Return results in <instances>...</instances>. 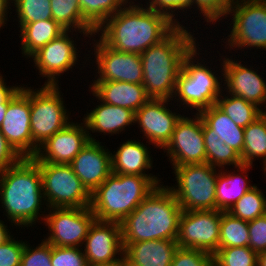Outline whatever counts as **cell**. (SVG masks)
<instances>
[{"label": "cell", "mask_w": 266, "mask_h": 266, "mask_svg": "<svg viewBox=\"0 0 266 266\" xmlns=\"http://www.w3.org/2000/svg\"><path fill=\"white\" fill-rule=\"evenodd\" d=\"M192 5L197 8L201 17H204L205 22L209 23V26L217 24L223 17L226 19L229 9L235 2V0H191ZM202 14V15H201ZM211 23V24H210Z\"/></svg>", "instance_id": "38"}, {"label": "cell", "mask_w": 266, "mask_h": 266, "mask_svg": "<svg viewBox=\"0 0 266 266\" xmlns=\"http://www.w3.org/2000/svg\"><path fill=\"white\" fill-rule=\"evenodd\" d=\"M0 219V245L4 244L7 240H9L12 236L10 229H8L7 224Z\"/></svg>", "instance_id": "48"}, {"label": "cell", "mask_w": 266, "mask_h": 266, "mask_svg": "<svg viewBox=\"0 0 266 266\" xmlns=\"http://www.w3.org/2000/svg\"><path fill=\"white\" fill-rule=\"evenodd\" d=\"M143 142L137 140H126L111 152V170L114 174H128L140 176H155L152 173L146 174L149 169H153V157ZM147 170V171H146Z\"/></svg>", "instance_id": "24"}, {"label": "cell", "mask_w": 266, "mask_h": 266, "mask_svg": "<svg viewBox=\"0 0 266 266\" xmlns=\"http://www.w3.org/2000/svg\"><path fill=\"white\" fill-rule=\"evenodd\" d=\"M106 148L101 142L90 140L69 164L90 193L112 173L111 151Z\"/></svg>", "instance_id": "21"}, {"label": "cell", "mask_w": 266, "mask_h": 266, "mask_svg": "<svg viewBox=\"0 0 266 266\" xmlns=\"http://www.w3.org/2000/svg\"><path fill=\"white\" fill-rule=\"evenodd\" d=\"M0 72V105L5 103L21 86H7Z\"/></svg>", "instance_id": "46"}, {"label": "cell", "mask_w": 266, "mask_h": 266, "mask_svg": "<svg viewBox=\"0 0 266 266\" xmlns=\"http://www.w3.org/2000/svg\"><path fill=\"white\" fill-rule=\"evenodd\" d=\"M248 222L222 212L219 248L249 246Z\"/></svg>", "instance_id": "33"}, {"label": "cell", "mask_w": 266, "mask_h": 266, "mask_svg": "<svg viewBox=\"0 0 266 266\" xmlns=\"http://www.w3.org/2000/svg\"><path fill=\"white\" fill-rule=\"evenodd\" d=\"M125 266H135V265H131L130 263H128V262L125 260Z\"/></svg>", "instance_id": "53"}, {"label": "cell", "mask_w": 266, "mask_h": 266, "mask_svg": "<svg viewBox=\"0 0 266 266\" xmlns=\"http://www.w3.org/2000/svg\"><path fill=\"white\" fill-rule=\"evenodd\" d=\"M93 40L94 63H96L95 67L97 68L94 81H122L142 84L143 65L140 54L116 51L107 46L100 38L99 40L92 38Z\"/></svg>", "instance_id": "15"}, {"label": "cell", "mask_w": 266, "mask_h": 266, "mask_svg": "<svg viewBox=\"0 0 266 266\" xmlns=\"http://www.w3.org/2000/svg\"><path fill=\"white\" fill-rule=\"evenodd\" d=\"M145 3L146 5L144 6H146L148 9L166 15L176 25L183 24L174 16H177L180 11H182L180 13H186L187 9H192L193 6L191 0H148ZM184 10H186V12Z\"/></svg>", "instance_id": "42"}, {"label": "cell", "mask_w": 266, "mask_h": 266, "mask_svg": "<svg viewBox=\"0 0 266 266\" xmlns=\"http://www.w3.org/2000/svg\"><path fill=\"white\" fill-rule=\"evenodd\" d=\"M135 3L131 0L96 30V36L101 34L98 37L116 51L142 54L177 26L166 15Z\"/></svg>", "instance_id": "1"}, {"label": "cell", "mask_w": 266, "mask_h": 266, "mask_svg": "<svg viewBox=\"0 0 266 266\" xmlns=\"http://www.w3.org/2000/svg\"><path fill=\"white\" fill-rule=\"evenodd\" d=\"M203 138H217L240 155L244 145V128L236 125L216 104L201 110Z\"/></svg>", "instance_id": "25"}, {"label": "cell", "mask_w": 266, "mask_h": 266, "mask_svg": "<svg viewBox=\"0 0 266 266\" xmlns=\"http://www.w3.org/2000/svg\"><path fill=\"white\" fill-rule=\"evenodd\" d=\"M157 176H140L111 173L91 193L90 209L96 220L119 222L161 185Z\"/></svg>", "instance_id": "5"}, {"label": "cell", "mask_w": 266, "mask_h": 266, "mask_svg": "<svg viewBox=\"0 0 266 266\" xmlns=\"http://www.w3.org/2000/svg\"><path fill=\"white\" fill-rule=\"evenodd\" d=\"M233 19L230 34L225 37V49L243 51L252 48L266 51V1L265 0H235L227 14ZM233 25V26H232ZM245 47V48H244Z\"/></svg>", "instance_id": "9"}, {"label": "cell", "mask_w": 266, "mask_h": 266, "mask_svg": "<svg viewBox=\"0 0 266 266\" xmlns=\"http://www.w3.org/2000/svg\"><path fill=\"white\" fill-rule=\"evenodd\" d=\"M25 241L20 266H52L51 264V244L42 239L36 247Z\"/></svg>", "instance_id": "41"}, {"label": "cell", "mask_w": 266, "mask_h": 266, "mask_svg": "<svg viewBox=\"0 0 266 266\" xmlns=\"http://www.w3.org/2000/svg\"><path fill=\"white\" fill-rule=\"evenodd\" d=\"M83 245V252L89 266L121 260L124 252L121 224L95 220L88 230Z\"/></svg>", "instance_id": "19"}, {"label": "cell", "mask_w": 266, "mask_h": 266, "mask_svg": "<svg viewBox=\"0 0 266 266\" xmlns=\"http://www.w3.org/2000/svg\"><path fill=\"white\" fill-rule=\"evenodd\" d=\"M199 46V44L196 45L184 58L181 71L177 77L175 92L171 99L178 102L180 108L181 105H184L182 107L189 108V110L195 109L196 113L216 104L218 97L223 93L222 61L219 69L221 70V76H219L211 66L210 69L208 65L206 66L205 58L202 60L200 57L202 53L199 52Z\"/></svg>", "instance_id": "6"}, {"label": "cell", "mask_w": 266, "mask_h": 266, "mask_svg": "<svg viewBox=\"0 0 266 266\" xmlns=\"http://www.w3.org/2000/svg\"><path fill=\"white\" fill-rule=\"evenodd\" d=\"M230 57L229 59L225 56L222 59L223 86L226 85L223 92L241 97L260 109L263 106L266 112V81L258 74L257 69L255 71L252 66L249 68L242 64L241 60H233V56Z\"/></svg>", "instance_id": "18"}, {"label": "cell", "mask_w": 266, "mask_h": 266, "mask_svg": "<svg viewBox=\"0 0 266 266\" xmlns=\"http://www.w3.org/2000/svg\"><path fill=\"white\" fill-rule=\"evenodd\" d=\"M0 203L16 229L17 226L29 229L40 219L44 221L46 214L40 213H45L48 207H45L39 166L31 158H22L0 174Z\"/></svg>", "instance_id": "2"}, {"label": "cell", "mask_w": 266, "mask_h": 266, "mask_svg": "<svg viewBox=\"0 0 266 266\" xmlns=\"http://www.w3.org/2000/svg\"><path fill=\"white\" fill-rule=\"evenodd\" d=\"M93 266H125V259L123 257L121 260L115 261L113 263H109V264H98V265H93Z\"/></svg>", "instance_id": "50"}, {"label": "cell", "mask_w": 266, "mask_h": 266, "mask_svg": "<svg viewBox=\"0 0 266 266\" xmlns=\"http://www.w3.org/2000/svg\"><path fill=\"white\" fill-rule=\"evenodd\" d=\"M163 185L157 186L121 221L123 249L140 241L177 240L182 208L168 186Z\"/></svg>", "instance_id": "4"}, {"label": "cell", "mask_w": 266, "mask_h": 266, "mask_svg": "<svg viewBox=\"0 0 266 266\" xmlns=\"http://www.w3.org/2000/svg\"><path fill=\"white\" fill-rule=\"evenodd\" d=\"M171 103H168L170 102ZM171 99L150 98L135 112L134 124L141 128L148 145L164 149L170 142L177 121L181 114L170 110Z\"/></svg>", "instance_id": "17"}, {"label": "cell", "mask_w": 266, "mask_h": 266, "mask_svg": "<svg viewBox=\"0 0 266 266\" xmlns=\"http://www.w3.org/2000/svg\"><path fill=\"white\" fill-rule=\"evenodd\" d=\"M12 6L20 29L27 23L53 19L50 0H12Z\"/></svg>", "instance_id": "36"}, {"label": "cell", "mask_w": 266, "mask_h": 266, "mask_svg": "<svg viewBox=\"0 0 266 266\" xmlns=\"http://www.w3.org/2000/svg\"><path fill=\"white\" fill-rule=\"evenodd\" d=\"M131 0H79L84 19L97 30L109 17Z\"/></svg>", "instance_id": "32"}, {"label": "cell", "mask_w": 266, "mask_h": 266, "mask_svg": "<svg viewBox=\"0 0 266 266\" xmlns=\"http://www.w3.org/2000/svg\"><path fill=\"white\" fill-rule=\"evenodd\" d=\"M206 162L218 169H224V166L233 168L242 165L240 154L232 147L217 138H204Z\"/></svg>", "instance_id": "35"}, {"label": "cell", "mask_w": 266, "mask_h": 266, "mask_svg": "<svg viewBox=\"0 0 266 266\" xmlns=\"http://www.w3.org/2000/svg\"><path fill=\"white\" fill-rule=\"evenodd\" d=\"M176 240H149L128 244L124 248V259L135 266H171Z\"/></svg>", "instance_id": "26"}, {"label": "cell", "mask_w": 266, "mask_h": 266, "mask_svg": "<svg viewBox=\"0 0 266 266\" xmlns=\"http://www.w3.org/2000/svg\"><path fill=\"white\" fill-rule=\"evenodd\" d=\"M21 159L22 157L13 149L0 131V174Z\"/></svg>", "instance_id": "45"}, {"label": "cell", "mask_w": 266, "mask_h": 266, "mask_svg": "<svg viewBox=\"0 0 266 266\" xmlns=\"http://www.w3.org/2000/svg\"><path fill=\"white\" fill-rule=\"evenodd\" d=\"M172 168L176 185L168 188L182 210H216V180L220 169L207 162Z\"/></svg>", "instance_id": "7"}, {"label": "cell", "mask_w": 266, "mask_h": 266, "mask_svg": "<svg viewBox=\"0 0 266 266\" xmlns=\"http://www.w3.org/2000/svg\"><path fill=\"white\" fill-rule=\"evenodd\" d=\"M8 104H9V99L5 103L0 105V126L5 118V113H6Z\"/></svg>", "instance_id": "49"}, {"label": "cell", "mask_w": 266, "mask_h": 266, "mask_svg": "<svg viewBox=\"0 0 266 266\" xmlns=\"http://www.w3.org/2000/svg\"><path fill=\"white\" fill-rule=\"evenodd\" d=\"M250 168L253 166L242 164L235 167L237 173L235 170L233 172L227 169L219 170L216 180V210L228 212L247 191L255 186V184H249L250 181L247 180Z\"/></svg>", "instance_id": "27"}, {"label": "cell", "mask_w": 266, "mask_h": 266, "mask_svg": "<svg viewBox=\"0 0 266 266\" xmlns=\"http://www.w3.org/2000/svg\"><path fill=\"white\" fill-rule=\"evenodd\" d=\"M180 117L170 142L163 149L172 166L206 162L203 138V120L198 113L194 117Z\"/></svg>", "instance_id": "14"}, {"label": "cell", "mask_w": 266, "mask_h": 266, "mask_svg": "<svg viewBox=\"0 0 266 266\" xmlns=\"http://www.w3.org/2000/svg\"><path fill=\"white\" fill-rule=\"evenodd\" d=\"M11 3L12 0H0V29L1 27L5 26V24H7L6 23L8 21L7 15L9 13V10H12L10 7Z\"/></svg>", "instance_id": "47"}, {"label": "cell", "mask_w": 266, "mask_h": 266, "mask_svg": "<svg viewBox=\"0 0 266 266\" xmlns=\"http://www.w3.org/2000/svg\"><path fill=\"white\" fill-rule=\"evenodd\" d=\"M52 18L66 31H77L83 37L96 35V30L84 19L79 0H50Z\"/></svg>", "instance_id": "29"}, {"label": "cell", "mask_w": 266, "mask_h": 266, "mask_svg": "<svg viewBox=\"0 0 266 266\" xmlns=\"http://www.w3.org/2000/svg\"><path fill=\"white\" fill-rule=\"evenodd\" d=\"M30 87L21 86L10 98L0 131L22 158L33 157L30 129Z\"/></svg>", "instance_id": "13"}, {"label": "cell", "mask_w": 266, "mask_h": 266, "mask_svg": "<svg viewBox=\"0 0 266 266\" xmlns=\"http://www.w3.org/2000/svg\"><path fill=\"white\" fill-rule=\"evenodd\" d=\"M66 30L54 19L27 23L20 29L21 54L29 57L51 40L58 38Z\"/></svg>", "instance_id": "28"}, {"label": "cell", "mask_w": 266, "mask_h": 266, "mask_svg": "<svg viewBox=\"0 0 266 266\" xmlns=\"http://www.w3.org/2000/svg\"><path fill=\"white\" fill-rule=\"evenodd\" d=\"M89 113L84 114L82 121L86 124L87 132L91 141L96 140L92 133L113 135L121 133L132 124L134 126L135 113L132 110L120 106L110 105L100 100Z\"/></svg>", "instance_id": "23"}, {"label": "cell", "mask_w": 266, "mask_h": 266, "mask_svg": "<svg viewBox=\"0 0 266 266\" xmlns=\"http://www.w3.org/2000/svg\"><path fill=\"white\" fill-rule=\"evenodd\" d=\"M249 247L256 253L266 251V213L248 222Z\"/></svg>", "instance_id": "44"}, {"label": "cell", "mask_w": 266, "mask_h": 266, "mask_svg": "<svg viewBox=\"0 0 266 266\" xmlns=\"http://www.w3.org/2000/svg\"><path fill=\"white\" fill-rule=\"evenodd\" d=\"M52 266H89L81 247L51 245Z\"/></svg>", "instance_id": "40"}, {"label": "cell", "mask_w": 266, "mask_h": 266, "mask_svg": "<svg viewBox=\"0 0 266 266\" xmlns=\"http://www.w3.org/2000/svg\"><path fill=\"white\" fill-rule=\"evenodd\" d=\"M25 242L11 237L0 245V266H20Z\"/></svg>", "instance_id": "43"}, {"label": "cell", "mask_w": 266, "mask_h": 266, "mask_svg": "<svg viewBox=\"0 0 266 266\" xmlns=\"http://www.w3.org/2000/svg\"><path fill=\"white\" fill-rule=\"evenodd\" d=\"M214 266H258L259 254L249 246L218 248Z\"/></svg>", "instance_id": "37"}, {"label": "cell", "mask_w": 266, "mask_h": 266, "mask_svg": "<svg viewBox=\"0 0 266 266\" xmlns=\"http://www.w3.org/2000/svg\"><path fill=\"white\" fill-rule=\"evenodd\" d=\"M73 32L65 31L29 57L32 58L35 68L39 70V75L47 79L44 85H58V78L80 61L78 60L80 51L75 44L76 41L69 35H73Z\"/></svg>", "instance_id": "16"}, {"label": "cell", "mask_w": 266, "mask_h": 266, "mask_svg": "<svg viewBox=\"0 0 266 266\" xmlns=\"http://www.w3.org/2000/svg\"><path fill=\"white\" fill-rule=\"evenodd\" d=\"M245 165H253L259 158L266 161V112L244 128V145L240 155Z\"/></svg>", "instance_id": "30"}, {"label": "cell", "mask_w": 266, "mask_h": 266, "mask_svg": "<svg viewBox=\"0 0 266 266\" xmlns=\"http://www.w3.org/2000/svg\"><path fill=\"white\" fill-rule=\"evenodd\" d=\"M222 212L219 210H182L176 240L178 247L198 249L213 255L219 248Z\"/></svg>", "instance_id": "12"}, {"label": "cell", "mask_w": 266, "mask_h": 266, "mask_svg": "<svg viewBox=\"0 0 266 266\" xmlns=\"http://www.w3.org/2000/svg\"><path fill=\"white\" fill-rule=\"evenodd\" d=\"M228 213L247 222L264 215L266 213L264 192L255 185L231 207Z\"/></svg>", "instance_id": "34"}, {"label": "cell", "mask_w": 266, "mask_h": 266, "mask_svg": "<svg viewBox=\"0 0 266 266\" xmlns=\"http://www.w3.org/2000/svg\"><path fill=\"white\" fill-rule=\"evenodd\" d=\"M89 85L92 95L99 102L120 106L134 113L141 108L150 97L146 94L143 84L122 81H93Z\"/></svg>", "instance_id": "22"}, {"label": "cell", "mask_w": 266, "mask_h": 266, "mask_svg": "<svg viewBox=\"0 0 266 266\" xmlns=\"http://www.w3.org/2000/svg\"><path fill=\"white\" fill-rule=\"evenodd\" d=\"M226 95L221 93L216 105L238 126L245 128L264 113V109H260L241 97L229 93Z\"/></svg>", "instance_id": "31"}, {"label": "cell", "mask_w": 266, "mask_h": 266, "mask_svg": "<svg viewBox=\"0 0 266 266\" xmlns=\"http://www.w3.org/2000/svg\"><path fill=\"white\" fill-rule=\"evenodd\" d=\"M35 163L40 169L43 195L48 209L90 207L91 193L69 164Z\"/></svg>", "instance_id": "10"}, {"label": "cell", "mask_w": 266, "mask_h": 266, "mask_svg": "<svg viewBox=\"0 0 266 266\" xmlns=\"http://www.w3.org/2000/svg\"><path fill=\"white\" fill-rule=\"evenodd\" d=\"M190 30L177 25L164 39L140 54L142 84L150 98L172 99L183 60L199 44Z\"/></svg>", "instance_id": "3"}, {"label": "cell", "mask_w": 266, "mask_h": 266, "mask_svg": "<svg viewBox=\"0 0 266 266\" xmlns=\"http://www.w3.org/2000/svg\"><path fill=\"white\" fill-rule=\"evenodd\" d=\"M258 266H266V251L259 253Z\"/></svg>", "instance_id": "51"}, {"label": "cell", "mask_w": 266, "mask_h": 266, "mask_svg": "<svg viewBox=\"0 0 266 266\" xmlns=\"http://www.w3.org/2000/svg\"><path fill=\"white\" fill-rule=\"evenodd\" d=\"M171 266H214L213 255L198 249L178 247Z\"/></svg>", "instance_id": "39"}, {"label": "cell", "mask_w": 266, "mask_h": 266, "mask_svg": "<svg viewBox=\"0 0 266 266\" xmlns=\"http://www.w3.org/2000/svg\"><path fill=\"white\" fill-rule=\"evenodd\" d=\"M47 211L44 224L49 233L43 240L58 247H82L96 220L90 207L49 208Z\"/></svg>", "instance_id": "11"}, {"label": "cell", "mask_w": 266, "mask_h": 266, "mask_svg": "<svg viewBox=\"0 0 266 266\" xmlns=\"http://www.w3.org/2000/svg\"><path fill=\"white\" fill-rule=\"evenodd\" d=\"M33 89L30 86V129L34 157L48 138L71 122V112L64 105L59 85H42L37 90Z\"/></svg>", "instance_id": "8"}, {"label": "cell", "mask_w": 266, "mask_h": 266, "mask_svg": "<svg viewBox=\"0 0 266 266\" xmlns=\"http://www.w3.org/2000/svg\"><path fill=\"white\" fill-rule=\"evenodd\" d=\"M90 141L86 124L71 121L66 127L48 138L31 159L34 162L70 164Z\"/></svg>", "instance_id": "20"}, {"label": "cell", "mask_w": 266, "mask_h": 266, "mask_svg": "<svg viewBox=\"0 0 266 266\" xmlns=\"http://www.w3.org/2000/svg\"><path fill=\"white\" fill-rule=\"evenodd\" d=\"M262 170L264 171V173H265V175H266V161L263 163Z\"/></svg>", "instance_id": "52"}]
</instances>
